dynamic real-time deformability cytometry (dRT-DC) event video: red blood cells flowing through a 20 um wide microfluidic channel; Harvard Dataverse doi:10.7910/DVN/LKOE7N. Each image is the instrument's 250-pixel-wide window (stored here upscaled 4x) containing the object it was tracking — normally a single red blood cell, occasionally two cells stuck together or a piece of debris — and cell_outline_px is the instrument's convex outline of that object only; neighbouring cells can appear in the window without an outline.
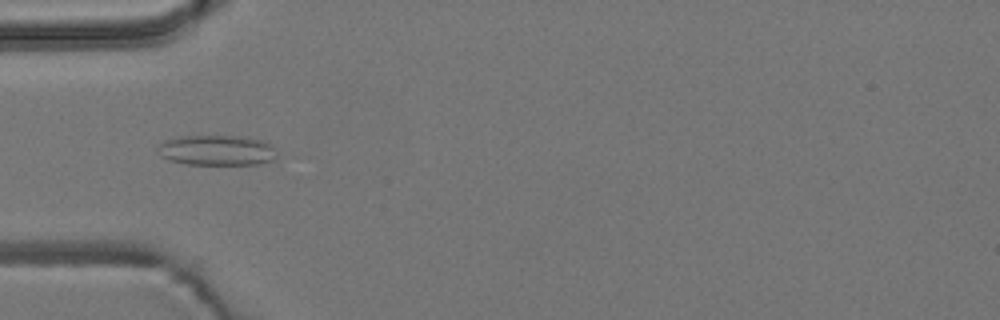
{"species": "common noctule bat (a hibernating species)", "species_latin": "Nyctalus noctula", "temperature_condition": "room temperature", "stored_images_in_passage": 42, "camera_frame_rate_fps": 3000, "um_per_image_px": 0.085, "animal": {"sex": "male", "body_mass_g": 19.2, "forearm_length_mm": 51.8}, "frame": {"image": 1, "passage_image": 5, "time_ms": 1.333, "image_size_px": [1000, 320], "cell_outline_px": [[276, 156], [272, 160], [260, 164], [188, 164], [172, 160], [160, 156], [156, 148], [164, 140], [180, 136], [248, 136], [268, 140], [276, 148]], "centroid_in_image_um": [18.5, 12.75], "position_along_channel_um": 66.5, "area_um2": 21.39}}
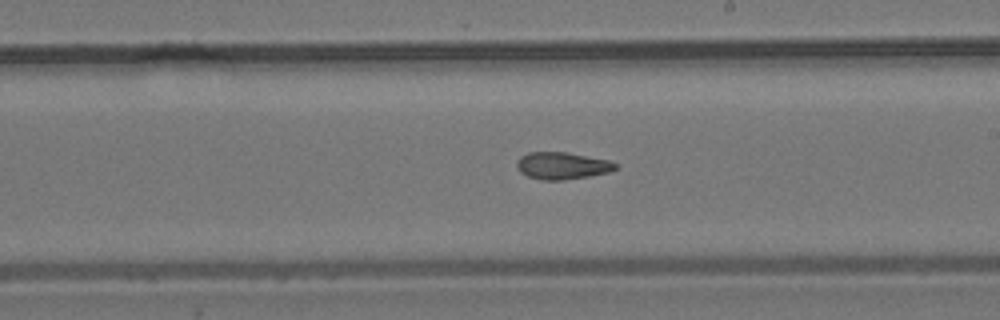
{"frame": {"image": 2, "passage_image": 19, "time_ms": 6.0, "image_size_px": [1000, 320], "cell_outline_px": [[616, 168], [608, 172], [588, 176], [564, 180], [540, 180], [528, 176], [520, 172], [516, 168], [516, 160], [520, 156], [528, 152], [568, 152], [608, 160], [616, 164]], "centroid_in_image_um": [47.72, 14.08], "position_along_channel_um": 241.3, "area_um2": 15.61}}
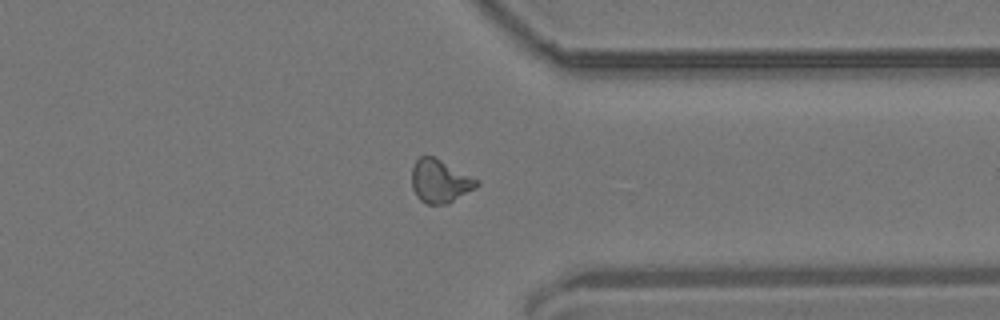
{"frame": {"image": 3, "passage_image": 30, "time_ms": 9.667, "image_size_px": [1000, 320], "cell_outline_px": [[480, 184], [476, 188], [448, 204], [428, 204], [420, 200], [416, 196], [412, 188], [412, 168], [416, 160], [420, 156], [432, 156], [480, 180]], "centroid_in_image_um": [37.41, 15.41], "position_along_channel_um": 374.0, "area_um2": 16.36}, "authors_computed_cell_mechanics": {"area_um2": 15.895, "velocity_mm_per_s": 3.7262, "shape_relaxation_time_tau1_ms": null, "shape_relaxation_time_tau2_ms": 5.3434, "deformation_change_tau1": null, "deformation_change_tau2": 0.131}}